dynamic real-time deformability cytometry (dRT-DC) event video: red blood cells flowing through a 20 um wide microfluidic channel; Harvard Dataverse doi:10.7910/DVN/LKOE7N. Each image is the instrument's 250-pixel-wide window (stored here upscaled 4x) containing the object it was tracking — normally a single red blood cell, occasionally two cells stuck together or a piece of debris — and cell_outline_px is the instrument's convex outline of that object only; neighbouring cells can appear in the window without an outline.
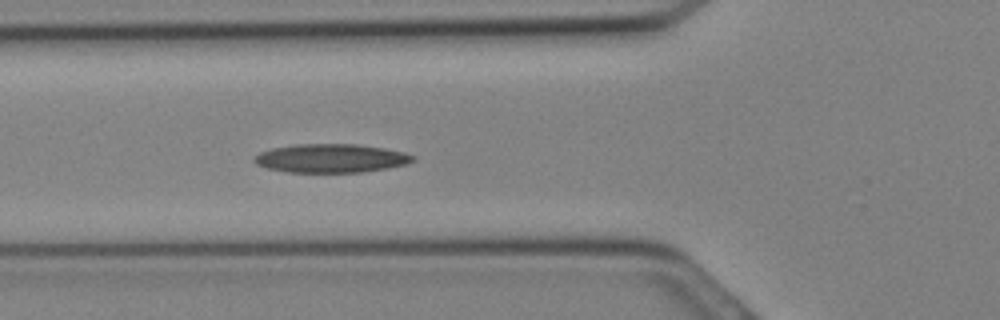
{"species": "Egyptian fruit bat (a non-hibernating species)", "species_latin": "Rousettus aegyptiacus", "temperature_condition": "cold", "stored_images_in_passage": 3, "camera_frame_rate_fps": 3000, "um_per_image_px": 0.085, "animal": {"sex": "female"}, "frame": {"image": 1, "passage_image": 3, "time_ms": 0.667, "image_size_px": [1000, 320], "cell_outline_px": [[416, 160], [404, 164], [364, 172], [288, 172], [268, 168], [256, 164], [252, 160], [260, 152], [272, 148], [296, 144], [356, 144], [384, 148], [404, 152], [416, 156]], "centroid_in_image_um": [28.13, 13.45], "position_along_channel_um": 97.7, "area_um2": 26.36}}